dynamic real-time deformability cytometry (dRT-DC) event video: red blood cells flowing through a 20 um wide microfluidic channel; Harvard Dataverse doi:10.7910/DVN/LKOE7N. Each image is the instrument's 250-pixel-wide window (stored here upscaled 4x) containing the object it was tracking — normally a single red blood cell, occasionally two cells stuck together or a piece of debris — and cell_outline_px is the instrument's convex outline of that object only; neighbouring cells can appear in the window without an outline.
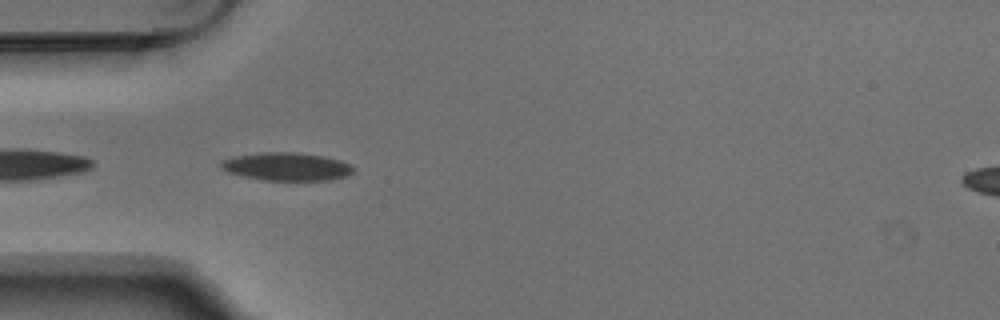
{"species": "Egyptian fruit bat (a non-hibernating species)", "species_latin": "Rousettus aegyptiacus", "temperature_condition": "warm", "stored_images_in_passage": 6, "camera_frame_rate_fps": 3000, "um_per_image_px": 0.085, "animal": {"sex": "male"}, "frame": {"image": 1, "passage_image": 5, "time_ms": 1.333, "image_size_px": [1000, 320], "cell_outline_px": [[356, 168], [352, 172], [344, 176], [328, 180], [264, 180], [244, 176], [228, 172], [220, 168], [220, 160], [232, 156], [260, 152], [296, 152], [324, 156], [340, 160], [352, 164]], "centroid_in_image_um": [24.34, 14.14], "position_along_channel_um": 60.7, "area_um2": 21.79}}
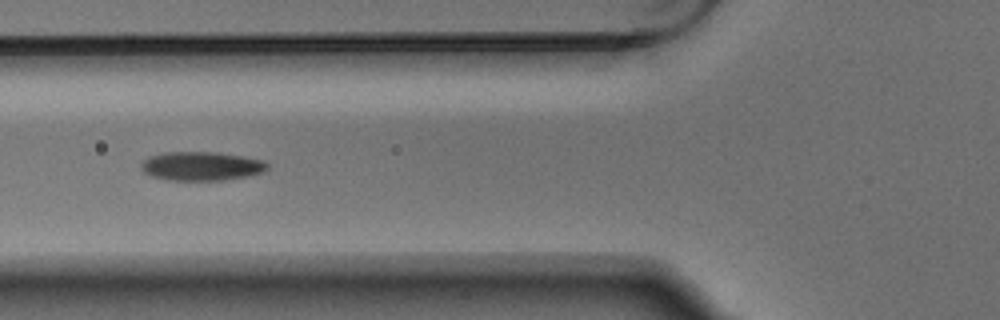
{"frame": {"image": 2, "passage_image": 6, "time_ms": 1.667, "image_size_px": [1000, 320], "cell_outline_px": [[268, 168], [260, 172], [248, 176], [224, 180], [168, 180], [152, 176], [144, 172], [140, 168], [140, 164], [148, 156], [164, 152], [216, 152], [244, 156], [264, 160], [268, 164]], "centroid_in_image_um": [17.1, 14.11], "position_along_channel_um": 108.7, "area_um2": 21.33}}